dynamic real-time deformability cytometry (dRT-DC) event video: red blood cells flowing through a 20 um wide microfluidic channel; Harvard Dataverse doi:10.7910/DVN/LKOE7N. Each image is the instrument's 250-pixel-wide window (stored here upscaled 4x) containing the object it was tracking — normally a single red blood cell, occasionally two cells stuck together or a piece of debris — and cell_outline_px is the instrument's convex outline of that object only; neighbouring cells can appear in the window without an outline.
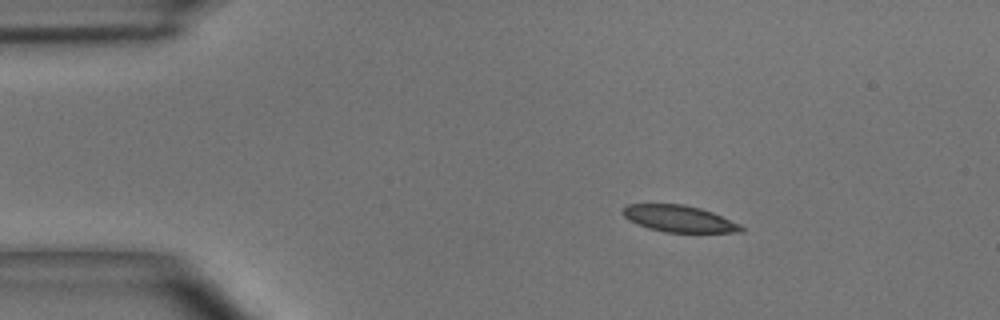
{"species": "common noctule bat (a hibernating species)", "species_latin": "Nyctalus noctula", "temperature_condition": "room temperature", "stored_images_in_passage": 7, "camera_frame_rate_fps": 3000, "um_per_image_px": 0.085, "animal": {"sex": "male", "body_mass_g": 15.6}, "frame": {"image": 1, "passage_image": 2, "time_ms": 0.333, "image_size_px": [1000, 320], "cell_outline_px": [[744, 232], [664, 232], [648, 228], [636, 224], [628, 220], [620, 212], [628, 204], [684, 204], [700, 208], [712, 212], [740, 224], [744, 228]], "centroid_in_image_um": [57.69, 18.59], "position_along_channel_um": 27.3, "area_um2": 18.38}}
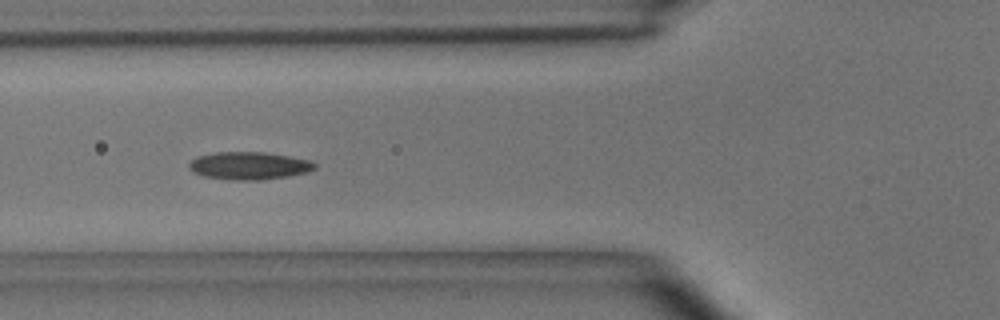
{"frame": {"image": 2, "passage_image": 5, "time_ms": 1.333, "image_size_px": [1000, 320], "cell_outline_px": [[316, 168], [308, 172], [288, 176], [260, 180], [228, 180], [204, 176], [192, 172], [188, 168], [188, 164], [192, 160], [200, 156], [216, 152], [264, 152], [312, 160], [316, 164]], "centroid_in_image_um": [21.18, 14.09], "position_along_channel_um": 104.6, "area_um2": 20.35}}